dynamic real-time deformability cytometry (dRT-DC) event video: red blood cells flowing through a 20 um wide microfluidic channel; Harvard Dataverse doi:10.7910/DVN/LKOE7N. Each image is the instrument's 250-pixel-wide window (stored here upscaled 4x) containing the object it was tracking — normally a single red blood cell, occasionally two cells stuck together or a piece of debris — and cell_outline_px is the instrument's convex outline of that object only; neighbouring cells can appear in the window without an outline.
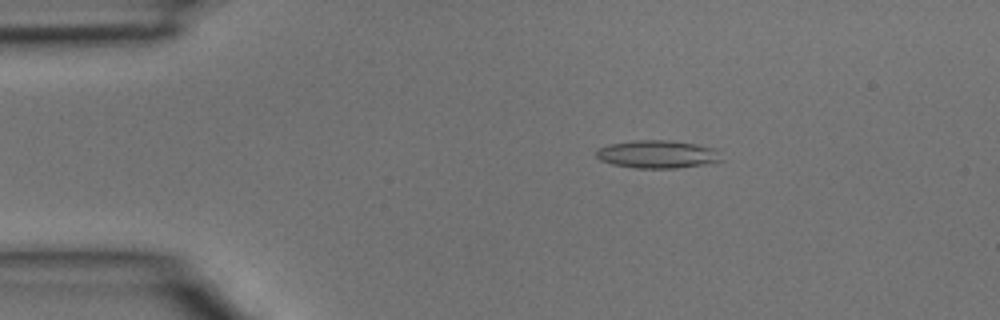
{"species": "common noctule bat (a hibernating species)", "species_latin": "Nyctalus noctula", "temperature_condition": "room temperature", "stored_images_in_passage": 3, "camera_frame_rate_fps": 3000, "um_per_image_px": 0.085, "animal": {"sex": "male", "body_mass_g": 15.6}, "frame": {"image": 1, "passage_image": 2, "time_ms": 0.333, "image_size_px": [1000, 320], "cell_outline_px": [[724, 160], [704, 164], [676, 168], [636, 168], [612, 164], [600, 160], [596, 156], [596, 148], [608, 144], [636, 140], [664, 140], [696, 144], [716, 148]], "centroid_in_image_um": [55.87, 13.11], "position_along_channel_um": 29.1, "area_um2": 20.4}}